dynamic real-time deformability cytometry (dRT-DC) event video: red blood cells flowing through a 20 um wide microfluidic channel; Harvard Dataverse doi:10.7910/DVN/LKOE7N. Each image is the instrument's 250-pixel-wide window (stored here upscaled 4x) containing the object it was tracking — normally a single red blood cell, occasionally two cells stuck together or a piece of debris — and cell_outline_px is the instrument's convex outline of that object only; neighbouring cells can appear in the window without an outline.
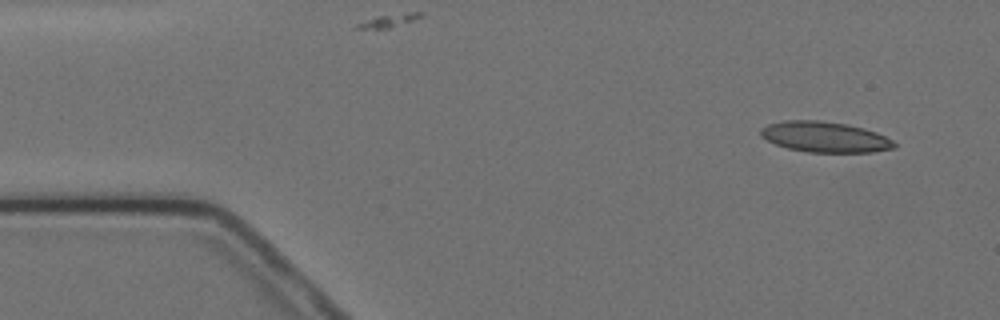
{"species": "Egyptian fruit bat (a non-hibernating species)", "species_latin": "Rousettus aegyptiacus", "temperature_condition": "cold", "stored_images_in_passage": 4, "camera_frame_rate_fps": 3000, "um_per_image_px": 0.085, "animal": {"sex": "female"}, "frame": {"image": 1, "passage_image": 1, "time_ms": 0.0, "image_size_px": [1000, 320], "cell_outline_px": [[896, 148], [872, 152], [808, 152], [788, 148], [776, 144], [760, 136], [760, 128], [768, 124], [784, 120], [820, 120], [848, 124], [864, 128], [876, 132], [892, 140], [896, 144]], "centroid_in_image_um": [70.11, 11.63], "position_along_channel_um": 14.9, "area_um2": 23.87}}
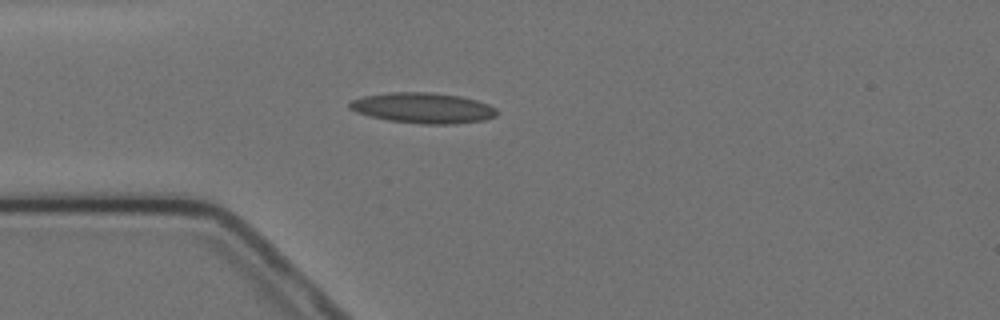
{"frame": {"image": 2, "passage_image": 4, "time_ms": 3.333, "image_size_px": [1000, 320], "cell_outline_px": [[500, 112], [496, 116], [484, 120], [452, 124], [424, 124], [388, 120], [368, 116], [356, 112], [348, 108], [348, 104], [352, 100], [364, 96], [388, 92], [432, 92], [460, 96], [476, 100], [488, 104], [496, 108]], "centroid_in_image_um": [35.96, 9.17], "position_along_channel_um": 49.0, "area_um2": 26.36}}